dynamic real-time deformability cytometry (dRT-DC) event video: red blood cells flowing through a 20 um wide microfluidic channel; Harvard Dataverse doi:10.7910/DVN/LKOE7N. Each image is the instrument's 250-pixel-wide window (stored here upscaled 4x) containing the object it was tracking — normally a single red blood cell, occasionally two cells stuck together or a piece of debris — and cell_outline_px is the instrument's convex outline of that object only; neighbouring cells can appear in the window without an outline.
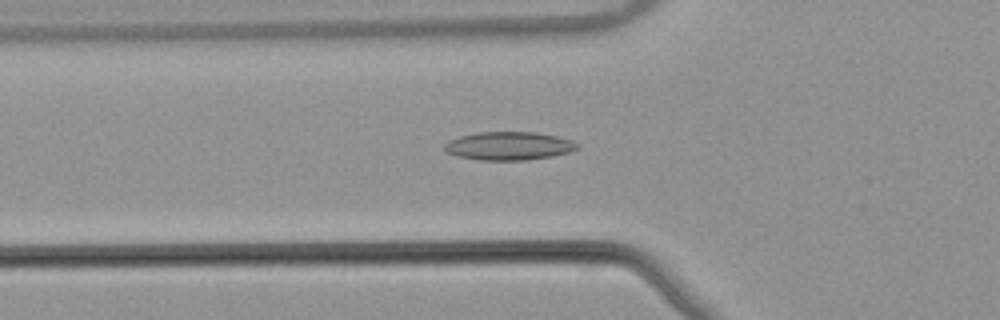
{"species": "common noctule bat (a hibernating species)", "species_latin": "Nyctalus noctula", "temperature_condition": "warm", "stored_images_in_passage": 40, "camera_frame_rate_fps": 3000, "um_per_image_px": 0.085, "animal": {"sex": "male", "body_mass_g": 21.5, "forearm_length_mm": 52.0}, "frame": {"image": 1, "passage_image": 6, "time_ms": 1.667, "image_size_px": [1000, 320], "cell_outline_px": [[580, 148], [568, 152], [552, 156], [524, 160], [480, 160], [456, 156], [448, 152], [444, 148], [444, 144], [448, 140], [460, 136], [476, 132], [536, 132], [556, 136], [572, 140], [580, 144]], "centroid_in_image_um": [43.26, 12.4], "position_along_channel_um": 82.5, "area_um2": 21.96}}
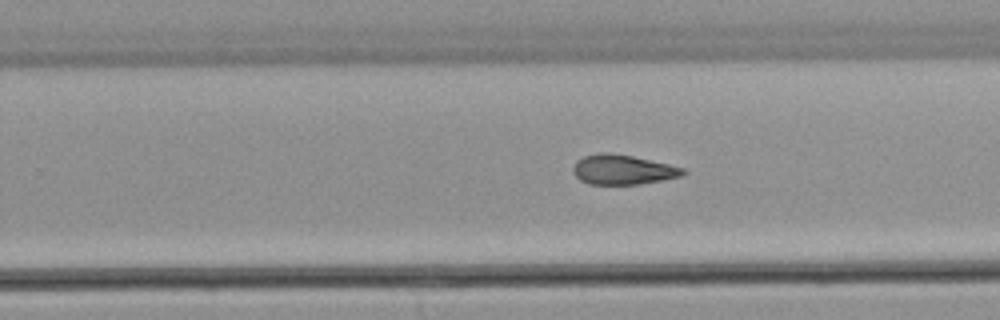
{"frame": {"image": 2, "passage_image": 21, "time_ms": 6.667, "image_size_px": [1000, 320], "cell_outline_px": [[688, 172], [684, 176], [640, 184], [588, 184], [580, 180], [572, 172], [572, 168], [576, 160], [584, 156], [600, 152], [608, 152], [632, 156], [668, 164], [684, 168]], "centroid_in_image_um": [52.93, 14.42], "position_along_channel_um": 276.9, "area_um2": 19.19}}
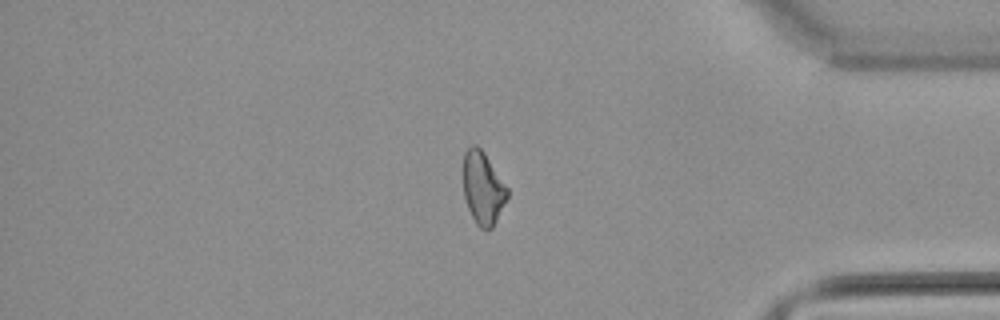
{"frame": {"image": 3, "passage_image": 32, "time_ms": 10.333, "image_size_px": [1000, 320], "cell_outline_px": [[508, 196], [492, 228], [480, 228], [476, 224], [468, 208], [464, 196], [464, 152], [472, 144], [476, 144], [484, 152], [508, 188]], "centroid_in_image_um": [41.05, 15.96], "position_along_channel_um": 394.2, "area_um2": 18.38}, "authors_computed_cell_mechanics": {"area_um2": 19.4208, "velocity_mm_per_s": 3.8888, "shape_relaxation_time_tau1_ms": null, "shape_relaxation_time_tau2_ms": 9.2513, "deformation_change_tau1": null, "deformation_change_tau2": 0.1821}}